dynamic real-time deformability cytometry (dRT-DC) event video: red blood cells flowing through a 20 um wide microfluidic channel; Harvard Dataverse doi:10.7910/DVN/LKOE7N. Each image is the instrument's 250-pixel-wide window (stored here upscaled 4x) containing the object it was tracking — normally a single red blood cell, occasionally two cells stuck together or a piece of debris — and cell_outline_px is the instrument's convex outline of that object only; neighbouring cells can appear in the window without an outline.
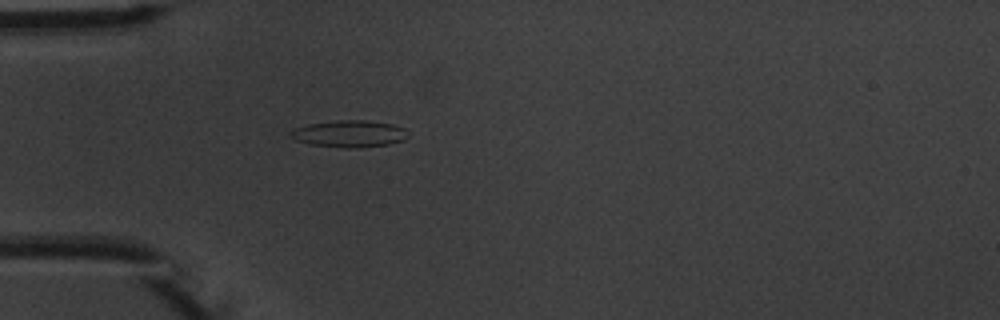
{"species": "common noctule bat (a hibernating species)", "species_latin": "Nyctalus noctula", "temperature_condition": "warm", "stored_images_in_passage": 1, "camera_frame_rate_fps": 3000, "um_per_image_px": 0.085, "animal": {"sex": "male", "body_mass_g": 20.1, "forearm_length_mm": 53.5}, "frame": {"image": 1, "passage_image": 1, "time_ms": 0.0, "image_size_px": [1000, 320], "cell_outline_px": [[408, 136], [404, 140], [388, 144], [360, 148], [348, 148], [312, 144], [296, 140], [288, 136], [288, 132], [292, 128], [308, 124], [336, 120], [364, 120], [392, 124], [404, 128]], "centroid_in_image_um": [29.65, 11.36], "position_along_channel_um": 55.3, "area_um2": 18.44}}